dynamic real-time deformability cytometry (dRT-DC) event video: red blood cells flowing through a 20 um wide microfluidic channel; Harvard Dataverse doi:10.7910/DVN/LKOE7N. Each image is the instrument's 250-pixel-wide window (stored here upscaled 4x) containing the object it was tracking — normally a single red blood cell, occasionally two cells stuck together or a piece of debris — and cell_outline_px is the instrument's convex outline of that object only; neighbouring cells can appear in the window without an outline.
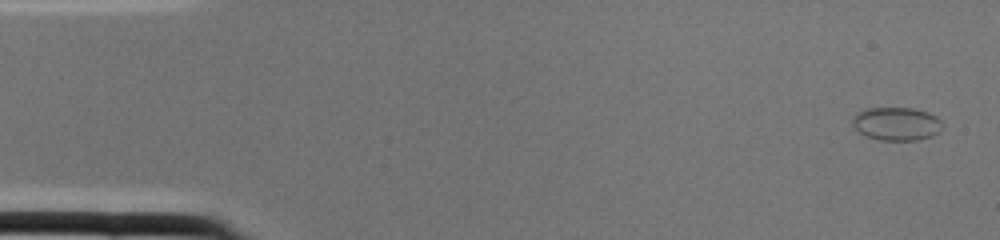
{"species": "common noctule bat (a hibernating species)", "species_latin": "Nyctalus noctula", "temperature_condition": "cold", "stored_images_in_passage": 2, "camera_frame_rate_fps": 3000, "um_per_image_px": 0.085, "animal": {"sex": "female", "body_mass_g": 22.0, "forearm_length_mm": 56.7}, "frame": {"image": 1, "passage_image": 1, "time_ms": 0.0, "image_size_px": [1000, 240], "cell_outline_px": [[944, 124], [940, 132], [932, 136], [916, 140], [880, 140], [868, 136], [860, 132], [852, 124], [852, 116], [868, 108], [912, 108], [928, 112], [936, 116]], "centroid_in_image_um": [76.24, 10.52], "position_along_channel_um": 8.8, "area_um2": 17.4}}
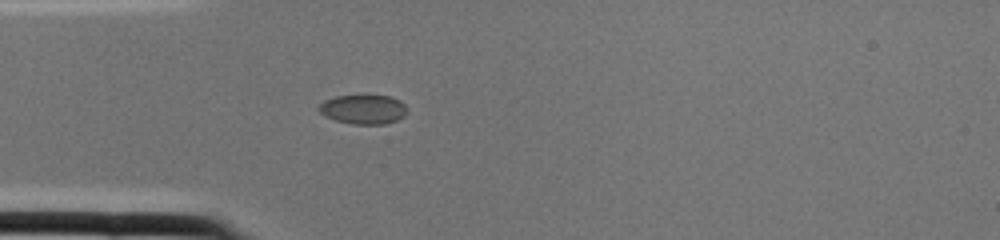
{"frame": {"image": 2, "passage_image": 2, "time_ms": 0.333, "image_size_px": [1000, 240], "cell_outline_px": [[408, 112], [404, 116], [396, 120], [384, 124], [352, 124], [336, 120], [324, 116], [316, 108], [324, 100], [336, 96], [392, 96], [400, 100], [408, 108]], "centroid_in_image_um": [30.89, 9.29], "position_along_channel_um": 54.1, "area_um2": 15.14}}